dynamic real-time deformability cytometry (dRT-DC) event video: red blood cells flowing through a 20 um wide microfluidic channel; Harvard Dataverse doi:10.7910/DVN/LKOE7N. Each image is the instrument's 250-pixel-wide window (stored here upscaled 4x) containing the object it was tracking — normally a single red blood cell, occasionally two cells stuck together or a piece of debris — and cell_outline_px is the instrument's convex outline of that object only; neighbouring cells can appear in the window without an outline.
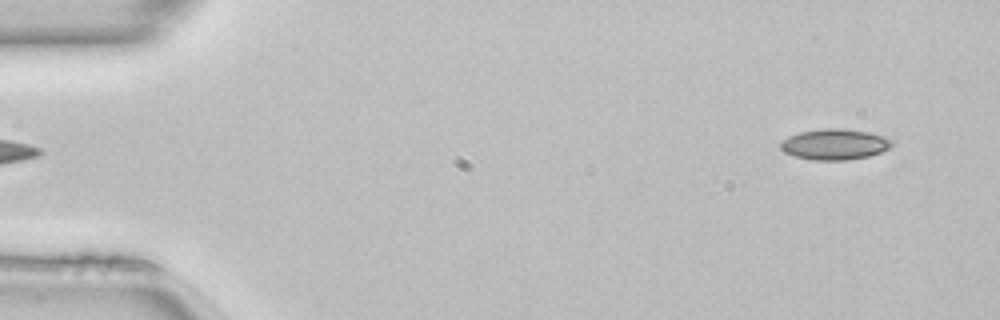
{"species": "common noctule bat (a hibernating species)", "species_latin": "Nyctalus noctula", "temperature_condition": "room temperature", "stored_images_in_passage": 47, "camera_frame_rate_fps": 3000, "um_per_image_px": 0.085, "animal": {"sex": "female", "body_mass_g": 22.7, "forearm_length_mm": 54.2}, "frame": {"image": 1, "passage_image": 1, "time_ms": 0.0, "image_size_px": [1000, 320], "cell_outline_px": [[892, 144], [888, 148], [880, 152], [868, 156], [848, 160], [816, 160], [796, 156], [784, 152], [780, 148], [780, 144], [788, 136], [800, 132], [824, 128], [840, 128], [868, 132], [884, 136], [892, 140]], "centroid_in_image_um": [70.94, 12.26], "position_along_channel_um": 14.1, "area_um2": 19.77}}
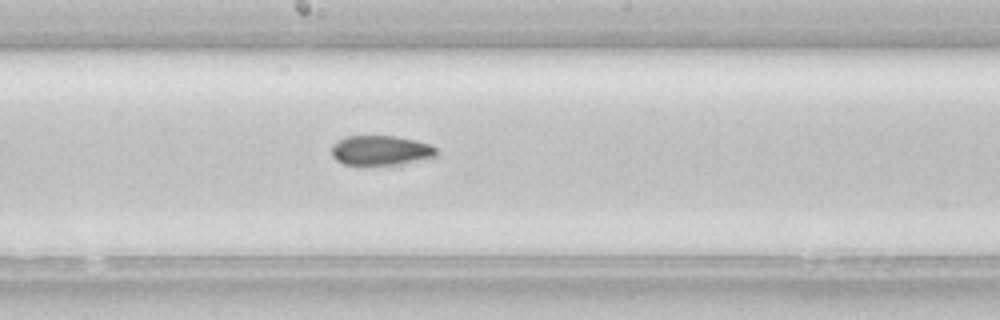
{"frame": {"image": 2, "passage_image": 24, "time_ms": 7.667, "image_size_px": [1000, 320], "cell_outline_px": [[436, 156], [396, 164], [344, 164], [336, 160], [332, 156], [332, 144], [348, 136], [396, 136], [416, 140], [432, 144], [436, 148]], "centroid_in_image_um": [32.36, 12.76], "position_along_channel_um": 215.8, "area_um2": 17.86}}
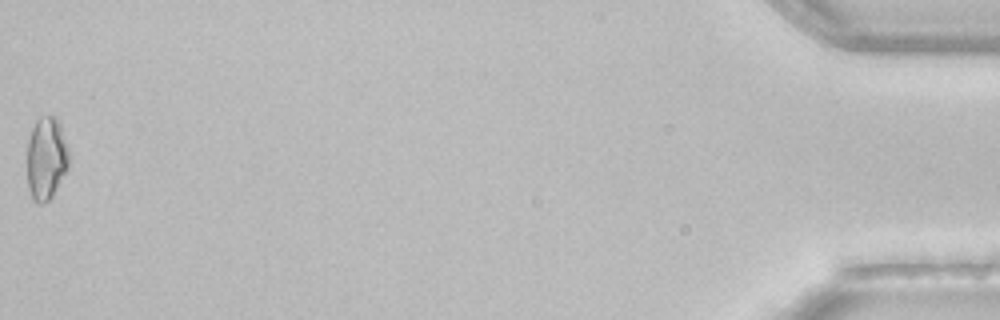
{"frame": {"image": 3, "passage_image": 47, "time_ms": 15.333, "image_size_px": [1000, 320], "cell_outline_px": [[68, 168], [52, 196], [48, 200], [40, 204], [32, 196], [28, 188], [28, 140], [32, 128], [36, 120], [40, 116], [56, 116], [60, 124], [68, 148]], "centroid_in_image_um": [3.94, 13.42], "position_along_channel_um": 431.3, "area_um2": 19.94}, "authors_computed_cell_mechanics": {"area_um2": 18.7272, "velocity_mm_per_s": 4.1464, "shape_relaxation_time_tau1_ms": null, "shape_relaxation_time_tau2_ms": 3.4988, "deformation_change_tau1": null, "deformation_change_tau2": 0.0927}}